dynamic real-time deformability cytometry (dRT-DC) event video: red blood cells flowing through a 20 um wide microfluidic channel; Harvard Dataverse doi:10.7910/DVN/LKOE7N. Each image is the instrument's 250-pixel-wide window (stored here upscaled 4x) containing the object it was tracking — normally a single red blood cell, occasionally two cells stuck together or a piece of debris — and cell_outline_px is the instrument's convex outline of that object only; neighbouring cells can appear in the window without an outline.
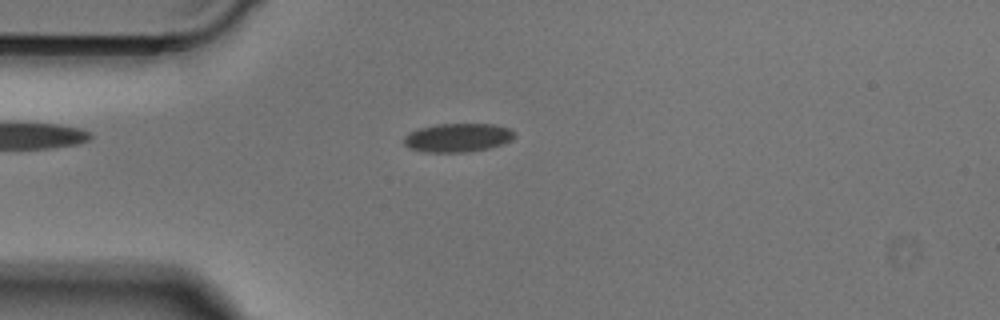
{"species": "Egyptian fruit bat (a non-hibernating species)", "species_latin": "Rousettus aegyptiacus", "temperature_condition": "cold", "stored_images_in_passage": 49, "camera_frame_rate_fps": 3000, "um_per_image_px": 0.085, "animal": {"sex": "male"}, "frame": {"image": 1, "passage_image": 12, "time_ms": 3.667, "image_size_px": [1000, 320], "cell_outline_px": [[516, 136], [512, 140], [504, 144], [488, 148], [468, 152], [424, 152], [408, 148], [404, 144], [404, 136], [408, 132], [420, 128], [436, 124], [492, 124], [512, 128]], "centroid_in_image_um": [38.92, 11.7], "position_along_channel_um": 46.1, "area_um2": 18.73}}
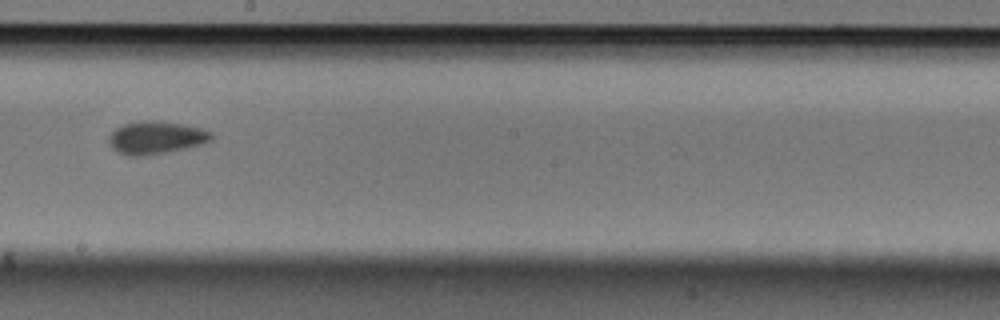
{"frame": {"image": 2, "passage_image": 27, "time_ms": 8.667, "image_size_px": [1000, 320], "cell_outline_px": [[212, 140], [204, 144], [188, 148], [168, 152], [144, 156], [128, 156], [116, 152], [108, 144], [108, 136], [116, 128], [124, 124], [152, 120], [180, 124], [200, 128], [212, 132]], "centroid_in_image_um": [13.25, 11.73], "position_along_channel_um": 235.0, "area_um2": 19.65}}
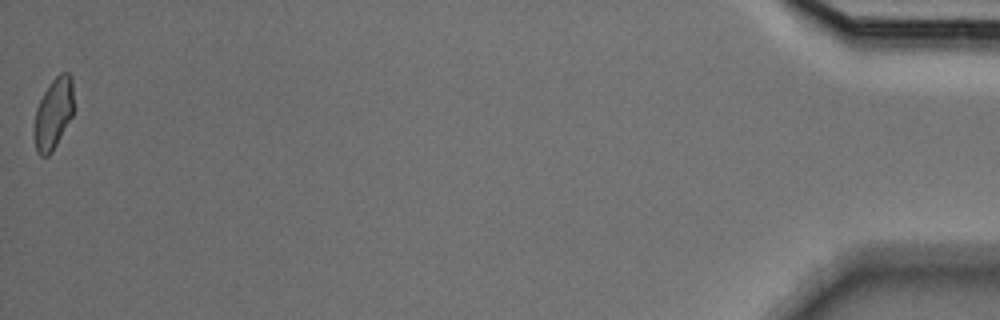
{"frame": {"image": 3, "passage_image": 49, "time_ms": 16.0, "image_size_px": [1000, 320], "cell_outline_px": [[72, 116], [52, 152], [48, 156], [40, 156], [36, 152], [32, 132], [36, 108], [44, 92], [52, 80], [60, 72], [68, 72], [72, 76]], "centroid_in_image_um": [4.5, 9.69], "position_along_channel_um": 430.7, "area_um2": 16.47}}